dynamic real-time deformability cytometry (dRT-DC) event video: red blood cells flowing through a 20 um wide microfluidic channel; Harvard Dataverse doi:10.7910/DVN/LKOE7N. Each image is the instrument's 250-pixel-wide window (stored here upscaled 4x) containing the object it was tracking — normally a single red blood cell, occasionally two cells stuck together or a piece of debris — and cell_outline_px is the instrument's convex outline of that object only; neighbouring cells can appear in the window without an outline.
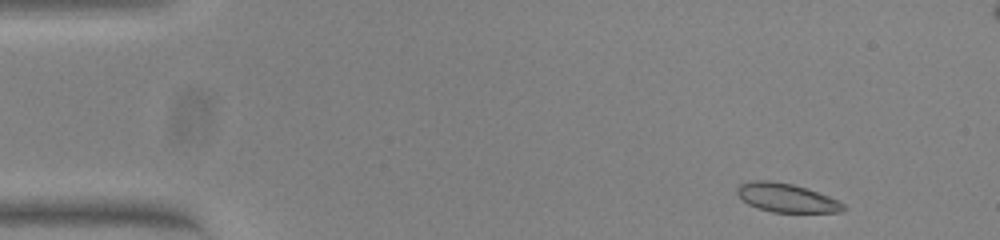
{"species": "common noctule bat (a hibernating species)", "species_latin": "Nyctalus noctula", "temperature_condition": "warm", "stored_images_in_passage": 52, "camera_frame_rate_fps": 3000, "um_per_image_px": 0.085, "animal": {"sex": "female", "body_mass_g": 23.0, "forearm_length_mm": 53.4}, "frame": {"image": 1, "passage_image": 3, "time_ms": 0.667, "image_size_px": [1000, 240], "cell_outline_px": [[848, 208], [844, 212], [772, 212], [748, 204], [736, 192], [736, 188], [740, 184], [752, 180], [768, 180], [792, 184], [828, 196], [844, 204]], "centroid_in_image_um": [66.86, 16.82], "position_along_channel_um": 18.1, "area_um2": 17.57}}
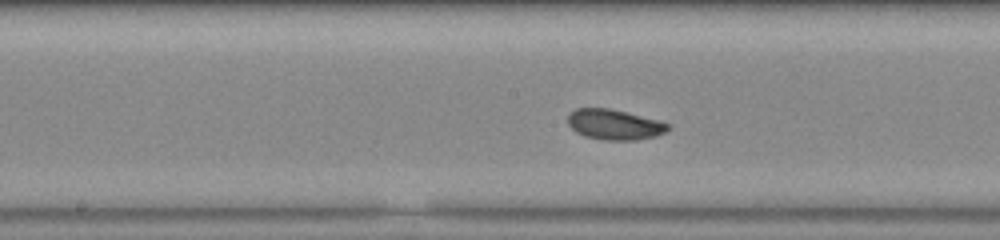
{"frame": {"image": 2, "passage_image": 25, "time_ms": 8.0, "image_size_px": [1000, 240], "cell_outline_px": [[672, 128], [656, 136], [636, 140], [604, 140], [584, 136], [576, 132], [568, 124], [568, 112], [576, 108], [608, 108], [660, 120], [672, 124]], "centroid_in_image_um": [52.25, 10.58], "position_along_channel_um": 196.0, "area_um2": 17.92}}
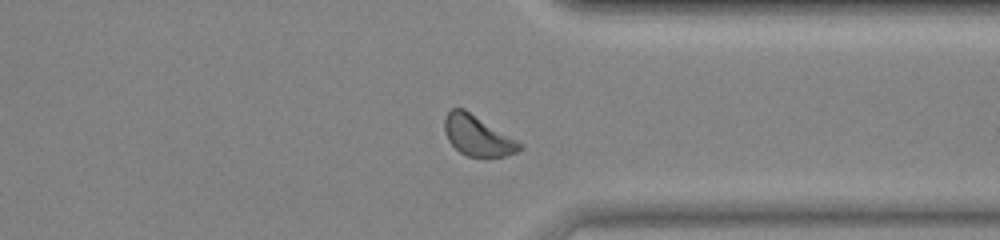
{"frame": {"image": 3, "passage_image": 39, "time_ms": 12.667, "image_size_px": [1000, 240], "cell_outline_px": [[524, 148], [516, 152], [504, 156], [468, 156], [460, 152], [448, 140], [444, 128], [444, 120], [448, 112], [452, 108], [464, 108], [520, 140], [524, 144]], "centroid_in_image_um": [40.65, 11.51], "position_along_channel_um": 370.7, "area_um2": 17.86}, "authors_computed_cell_mechanics": {"area_um2": 17.8024, "velocity_mm_per_s": 3.7909, "shape_relaxation_time_tau1_ms": 9.4432, "shape_relaxation_time_tau2_ms": null, "deformation_change_tau1": 0.1725, "deformation_change_tau2": null}}